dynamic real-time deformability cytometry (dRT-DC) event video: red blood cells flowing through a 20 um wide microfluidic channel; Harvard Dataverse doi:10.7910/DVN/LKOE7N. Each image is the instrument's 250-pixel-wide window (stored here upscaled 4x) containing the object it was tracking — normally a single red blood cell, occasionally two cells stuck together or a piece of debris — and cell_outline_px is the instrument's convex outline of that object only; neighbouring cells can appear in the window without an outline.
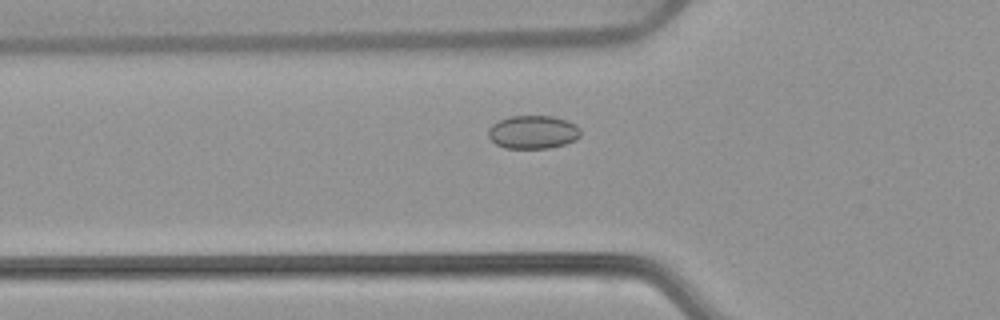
{"species": "common noctule bat (a hibernating species)", "species_latin": "Nyctalus noctula", "temperature_condition": "warm", "stored_images_in_passage": 45, "camera_frame_rate_fps": 3000, "um_per_image_px": 0.085, "animal": {"sex": "female", "body_mass_g": 22.7, "forearm_length_mm": 54.2}, "frame": {"image": 1, "passage_image": 14, "time_ms": 4.333, "image_size_px": [1000, 320], "cell_outline_px": [[580, 136], [576, 140], [564, 144], [548, 148], [504, 148], [496, 144], [488, 136], [488, 128], [492, 124], [508, 116], [552, 116], [576, 124], [580, 128]], "centroid_in_image_um": [45.29, 11.23], "position_along_channel_um": 80.5, "area_um2": 17.92}}
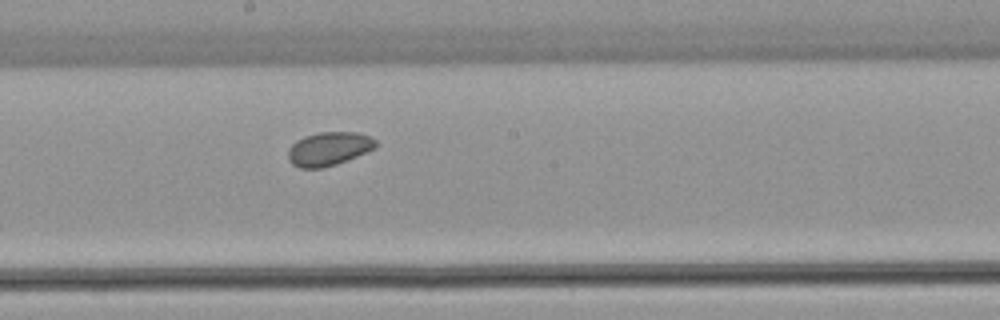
{"frame": {"image": 2, "passage_image": 25, "time_ms": 8.0, "image_size_px": [1000, 320], "cell_outline_px": [[376, 148], [336, 164], [320, 168], [300, 168], [292, 164], [288, 160], [288, 148], [296, 140], [304, 136], [320, 132], [356, 132], [368, 136], [376, 140]], "centroid_in_image_um": [27.91, 12.64], "position_along_channel_um": 220.3, "area_um2": 17.11}}
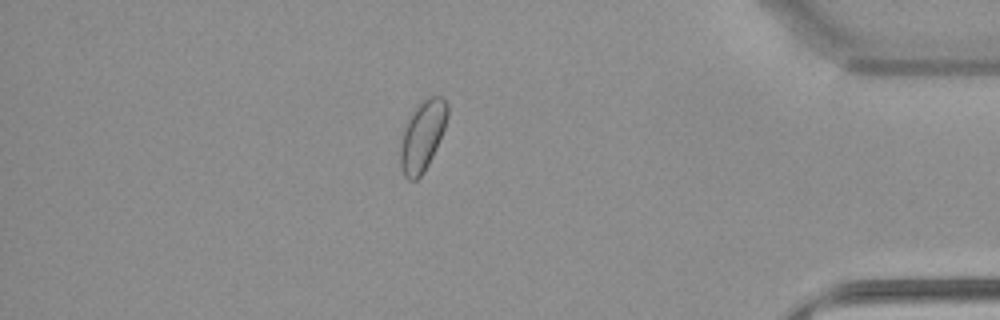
{"frame": {"image": 3, "passage_image": 42, "time_ms": 13.667, "image_size_px": [1000, 320], "cell_outline_px": [[448, 116], [444, 128], [436, 148], [424, 172], [416, 180], [408, 180], [404, 176], [400, 168], [400, 140], [404, 124], [408, 116], [416, 104], [420, 100], [428, 96], [440, 96], [448, 104]], "centroid_in_image_um": [35.87, 11.51], "position_along_channel_um": 399.3, "area_um2": 19.71}}